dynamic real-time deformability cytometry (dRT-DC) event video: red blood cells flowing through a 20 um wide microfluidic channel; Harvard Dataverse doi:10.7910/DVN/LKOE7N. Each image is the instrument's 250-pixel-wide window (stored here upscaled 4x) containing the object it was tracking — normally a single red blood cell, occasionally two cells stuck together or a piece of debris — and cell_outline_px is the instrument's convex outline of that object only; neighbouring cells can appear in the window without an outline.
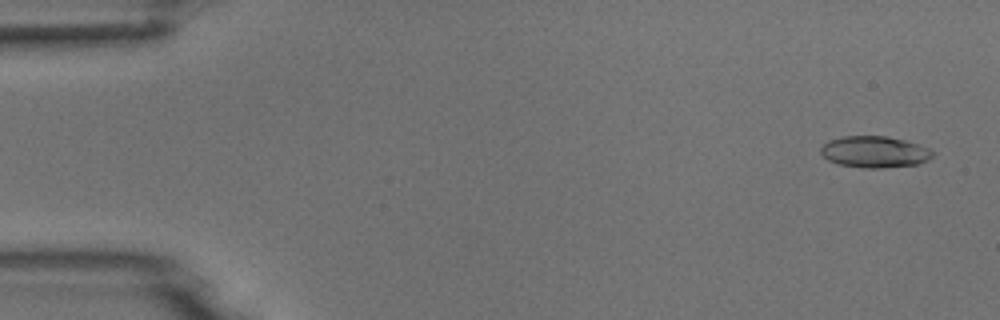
{"species": "common noctule bat (a hibernating species)", "species_latin": "Nyctalus noctula", "temperature_condition": "room temperature", "stored_images_in_passage": 50, "camera_frame_rate_fps": 3000, "um_per_image_px": 0.085, "animal": {"sex": "male", "body_mass_g": 18.8}, "frame": {"image": 1, "passage_image": 2, "time_ms": 0.333, "image_size_px": [1000, 320], "cell_outline_px": [[936, 152], [928, 160], [916, 164], [880, 168], [864, 168], [840, 164], [828, 160], [820, 152], [820, 148], [828, 140], [844, 136], [888, 136], [904, 140], [928, 148]], "centroid_in_image_um": [74.33, 12.9], "position_along_channel_um": 10.7, "area_um2": 20.4}}
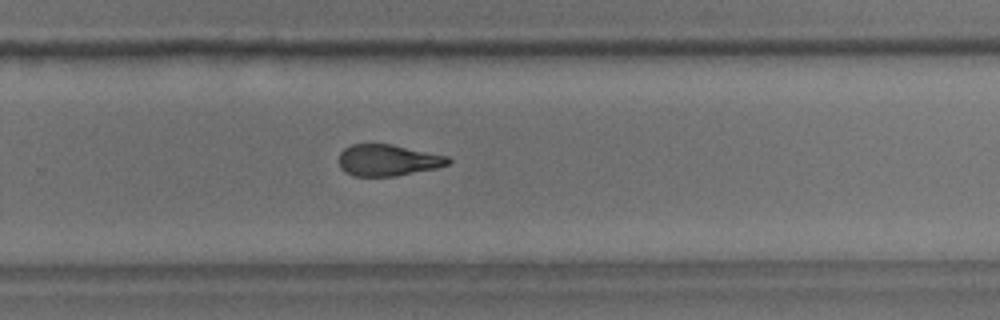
{"frame": {"image": 2, "passage_image": 33, "time_ms": 10.667, "image_size_px": [1000, 320], "cell_outline_px": [[452, 160], [448, 164], [436, 168], [396, 176], [352, 176], [344, 172], [340, 168], [340, 152], [344, 148], [352, 144], [392, 144], [448, 156]], "centroid_in_image_um": [32.96, 13.62], "position_along_channel_um": 296.8, "area_um2": 20.06}}
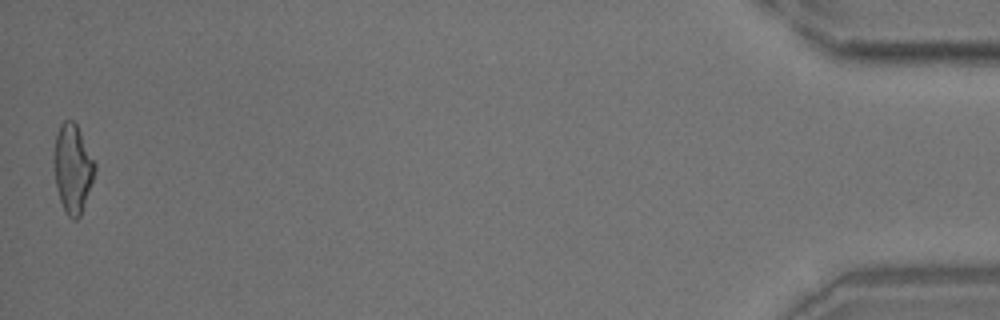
{"frame": {"image": 3, "passage_image": 50, "time_ms": 16.333, "image_size_px": [1000, 320], "cell_outline_px": [[96, 168], [80, 216], [76, 220], [72, 220], [68, 216], [60, 200], [56, 188], [52, 160], [56, 136], [60, 124], [64, 120], [72, 120], [76, 124], [96, 164]], "centroid_in_image_um": [6.15, 14.31], "position_along_channel_um": 429.1, "area_um2": 20.98}}